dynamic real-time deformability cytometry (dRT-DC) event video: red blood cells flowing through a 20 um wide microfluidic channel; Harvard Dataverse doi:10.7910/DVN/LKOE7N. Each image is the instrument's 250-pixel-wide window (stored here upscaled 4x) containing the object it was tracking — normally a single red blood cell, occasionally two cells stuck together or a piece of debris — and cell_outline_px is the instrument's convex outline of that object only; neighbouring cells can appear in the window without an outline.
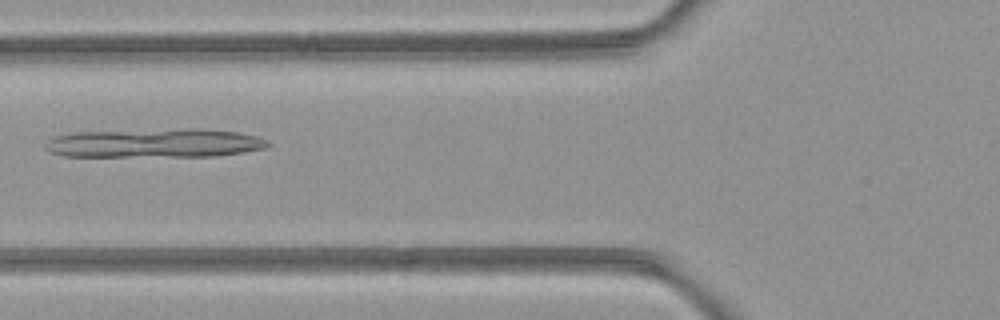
{"species": "common noctule bat (a hibernating species)", "species_latin": "Nyctalus noctula", "temperature_condition": "room temperature", "stored_images_in_passage": 4, "camera_frame_rate_fps": 3000, "um_per_image_px": 0.085, "animal": {"sex": "female", "body_mass_g": 21.9}, "frame": {"image": 1, "passage_image": 3, "time_ms": 2.333, "image_size_px": [1000, 320], "cell_outline_px": [[272, 144], [264, 148], [244, 152], [216, 156], [64, 156], [52, 152], [44, 148], [44, 144], [48, 140], [56, 136], [72, 132], [192, 128], [200, 128], [240, 132], [256, 136], [268, 140]], "centroid_in_image_um": [13.18, 12.15], "position_along_channel_um": 112.6, "area_um2": 37.8}}
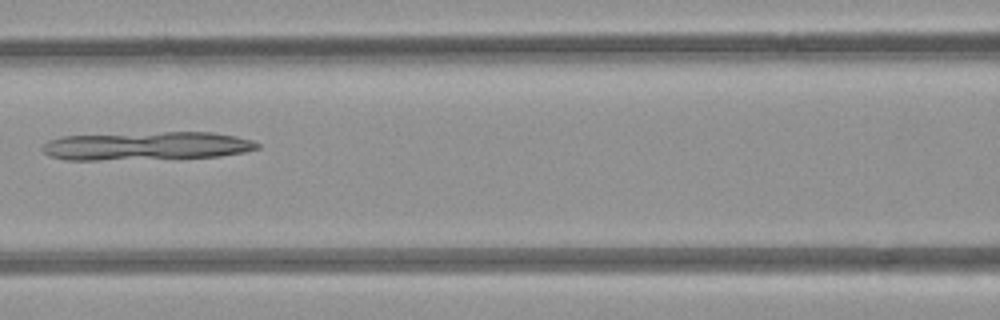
{"frame": {"image": 2, "passage_image": 4, "time_ms": 3.333, "image_size_px": [1000, 320], "cell_outline_px": [[260, 148], [244, 152], [220, 156], [96, 160], [64, 160], [48, 156], [40, 148], [48, 140], [64, 136], [164, 132], [212, 132], [236, 136], [252, 140], [260, 144]], "centroid_in_image_um": [12.45, 12.4], "position_along_channel_um": 154.1, "area_um2": 35.37}}